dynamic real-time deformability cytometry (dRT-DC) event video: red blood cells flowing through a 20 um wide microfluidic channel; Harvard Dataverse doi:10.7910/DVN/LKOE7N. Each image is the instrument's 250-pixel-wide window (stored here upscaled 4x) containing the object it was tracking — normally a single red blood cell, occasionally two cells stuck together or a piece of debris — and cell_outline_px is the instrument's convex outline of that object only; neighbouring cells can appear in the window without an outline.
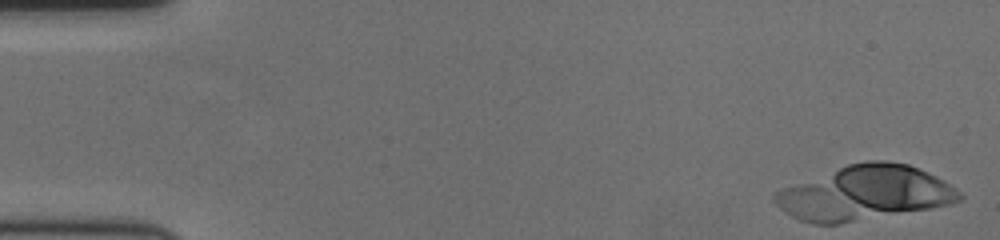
{"species": "human", "species_latin": "Homo sapiens", "temperature_condition": "cold", "stored_images_in_passage": 14, "camera_frame_rate_fps": 3000, "um_per_image_px": 0.085, "donor": {"sex": "female"}, "frame": {"image": 1, "passage_image": 1, "time_ms": 0.0, "image_size_px": [1000, 240], "cell_outline_px": [[964, 196], [960, 200], [948, 204], [928, 208], [840, 224], [812, 224], [800, 220], [784, 212], [772, 200], [772, 196], [780, 188], [848, 164], [868, 160], [884, 160], [908, 164], [928, 172], [948, 184], [960, 192]], "centroid_in_image_um": [73.43, 16.41], "position_along_channel_um": 11.6, "area_um2": 58.26}}